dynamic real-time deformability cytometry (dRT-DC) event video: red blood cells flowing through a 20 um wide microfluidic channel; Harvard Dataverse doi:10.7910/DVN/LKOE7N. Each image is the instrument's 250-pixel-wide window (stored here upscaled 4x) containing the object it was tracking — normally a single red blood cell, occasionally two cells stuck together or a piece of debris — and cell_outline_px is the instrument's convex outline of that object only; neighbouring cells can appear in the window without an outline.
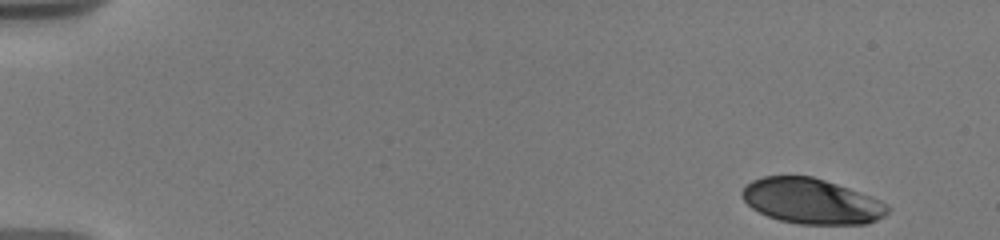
{"species": "human", "species_latin": "Homo sapiens", "temperature_condition": "warm", "stored_images_in_passage": 8, "camera_frame_rate_fps": 3000, "um_per_image_px": 0.085, "donor": {"sex": "male"}, "frame": {"image": 1, "passage_image": 1, "time_ms": 0.0, "image_size_px": [1000, 240], "cell_outline_px": [[892, 208], [884, 216], [868, 224], [800, 224], [780, 220], [768, 216], [752, 208], [740, 196], [740, 192], [752, 180], [764, 176], [812, 176], [872, 196], [888, 204]], "centroid_in_image_um": [69.0, 17.1], "position_along_channel_um": 16.0, "area_um2": 38.44}}
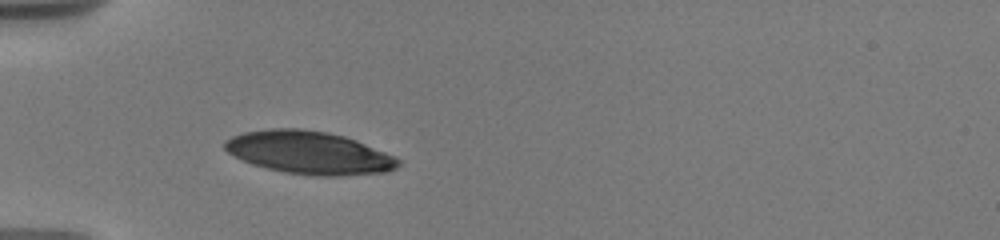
{"frame": {"image": 2, "passage_image": 6, "time_ms": 4.667, "image_size_px": [1000, 240], "cell_outline_px": [[400, 164], [396, 168], [388, 172], [340, 176], [316, 176], [284, 172], [252, 164], [228, 152], [224, 148], [224, 140], [232, 136], [244, 132], [272, 128], [300, 128], [328, 132], [344, 136], [356, 140], [384, 152], [400, 160]], "centroid_in_image_um": [26.27, 12.97], "position_along_channel_um": 58.7, "area_um2": 43.18}}
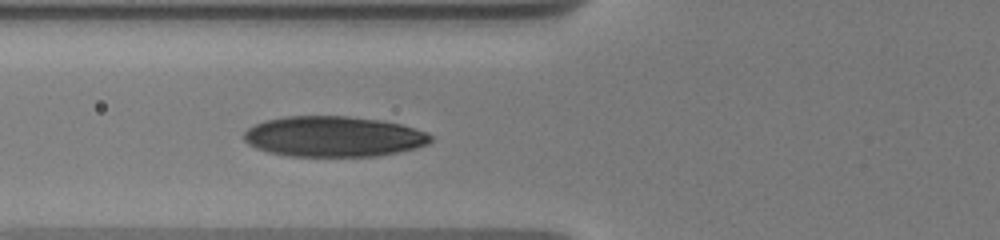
{"frame": {"image": 3, "passage_image": 8, "time_ms": 6.0, "image_size_px": [1000, 240], "cell_outline_px": [[432, 140], [428, 144], [416, 148], [376, 156], [288, 156], [268, 152], [256, 148], [248, 144], [244, 140], [244, 132], [252, 124], [264, 120], [284, 116], [348, 116], [380, 120], [400, 124], [428, 132], [432, 136]], "centroid_in_image_um": [28.32, 11.6], "position_along_channel_um": 97.5, "area_um2": 44.33}}